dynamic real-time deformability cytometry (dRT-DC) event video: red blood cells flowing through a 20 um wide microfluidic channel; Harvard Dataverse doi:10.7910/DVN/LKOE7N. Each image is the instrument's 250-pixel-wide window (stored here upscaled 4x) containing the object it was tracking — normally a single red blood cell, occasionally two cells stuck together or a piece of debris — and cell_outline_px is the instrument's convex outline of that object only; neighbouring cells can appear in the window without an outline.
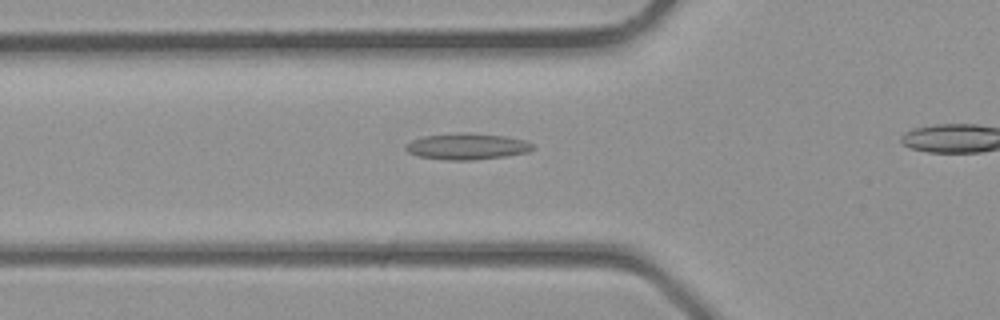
{"species": "common noctule bat (a hibernating species)", "species_latin": "Nyctalus noctula", "temperature_condition": "room temperature", "stored_images_in_passage": 4, "segment_of_instrument_passage": [1, 2], "camera_frame_rate_fps": 3000, "um_per_image_px": 0.085, "animal": {"sex": "male", "body_mass_g": 23.1, "forearm_length_mm": 52.7}, "frame": {"image": 1, "passage_image": 3, "time_ms": 0.667, "image_size_px": [1000, 320], "cell_outline_px": [[536, 148], [528, 152], [504, 156], [472, 160], [448, 160], [416, 156], [408, 152], [404, 148], [404, 144], [412, 140], [424, 136], [504, 136], [524, 140], [532, 144]], "centroid_in_image_um": [39.68, 12.51], "position_along_channel_um": 86.1, "area_um2": 18.26}}